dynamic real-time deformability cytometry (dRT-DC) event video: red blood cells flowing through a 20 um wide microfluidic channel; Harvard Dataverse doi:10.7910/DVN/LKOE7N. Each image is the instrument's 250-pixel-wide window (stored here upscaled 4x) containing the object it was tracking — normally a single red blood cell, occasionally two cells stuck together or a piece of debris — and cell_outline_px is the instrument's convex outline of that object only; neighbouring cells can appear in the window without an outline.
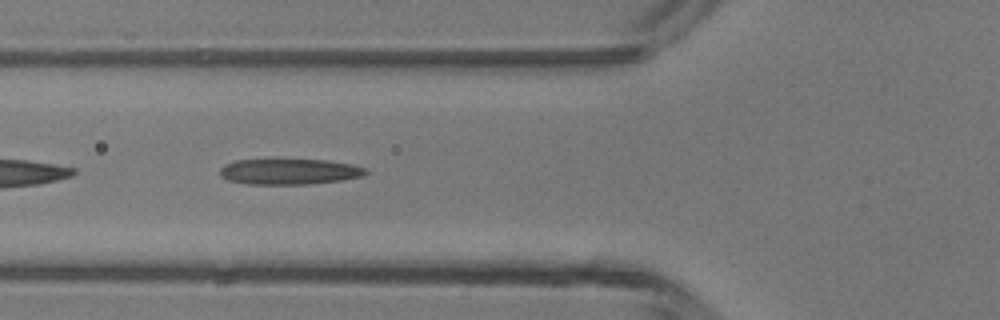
{"species": "common noctule bat (a hibernating species)", "species_latin": "Nyctalus noctula", "temperature_condition": "room temperature", "stored_images_in_passage": 45, "camera_frame_rate_fps": 3000, "um_per_image_px": 0.085, "animal": {"sex": "male", "body_mass_g": 13.3}, "frame": {"image": 1, "passage_image": 16, "time_ms": 5.0, "image_size_px": [1000, 320], "cell_outline_px": [[368, 172], [364, 176], [340, 180], [308, 184], [248, 184], [228, 180], [220, 176], [220, 168], [224, 164], [236, 160], [328, 160], [352, 164], [364, 168]], "centroid_in_image_um": [24.58, 14.59], "position_along_channel_um": 101.2, "area_um2": 21.73}}
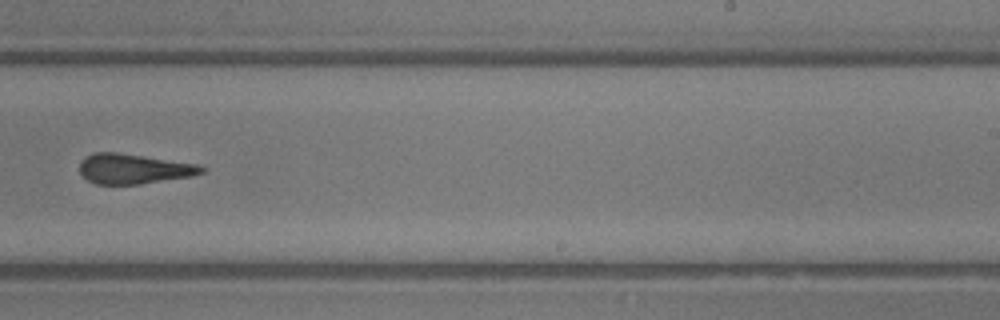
{"frame": {"image": 2, "passage_image": 28, "time_ms": 9.0, "image_size_px": [1000, 320], "cell_outline_px": [[204, 172], [192, 176], [140, 184], [96, 184], [88, 180], [80, 172], [80, 160], [84, 156], [92, 152], [116, 152], [200, 164], [204, 168]], "centroid_in_image_um": [11.35, 14.34], "position_along_channel_um": 277.7, "area_um2": 21.39}}
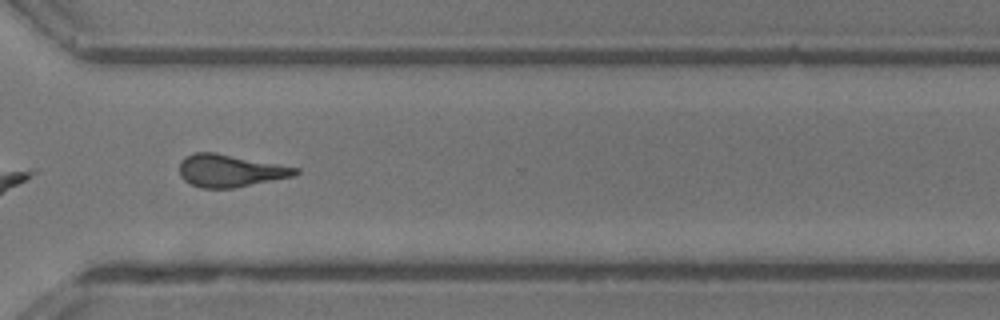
{"frame": {"image": 3, "passage_image": 33, "time_ms": 10.667, "image_size_px": [1000, 320], "cell_outline_px": [[300, 172], [292, 176], [232, 188], [200, 188], [184, 180], [180, 176], [180, 160], [184, 156], [192, 152], [216, 152], [300, 168]], "centroid_in_image_um": [19.52, 14.49], "position_along_channel_um": 351.1, "area_um2": 21.91}, "authors_computed_cell_mechanics": {"area_um2": 22.0796, "velocity_mm_per_s": 4.4047, "shape_relaxation_time_tau1_ms": null, "shape_relaxation_time_tau2_ms": 2.2107, "deformation_change_tau1": null, "deformation_change_tau2": 0.143}}